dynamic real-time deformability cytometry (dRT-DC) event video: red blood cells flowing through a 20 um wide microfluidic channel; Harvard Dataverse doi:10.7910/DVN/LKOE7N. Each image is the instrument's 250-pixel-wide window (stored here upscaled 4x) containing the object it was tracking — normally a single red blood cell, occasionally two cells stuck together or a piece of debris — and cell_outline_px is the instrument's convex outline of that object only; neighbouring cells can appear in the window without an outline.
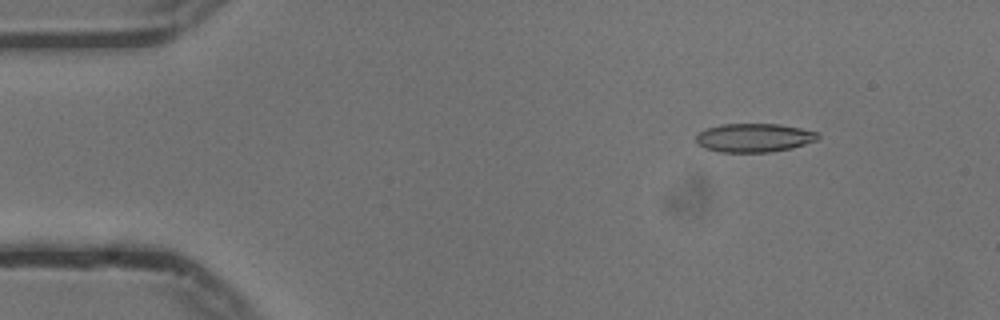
{"species": "common noctule bat (a hibernating species)", "species_latin": "Nyctalus noctula", "temperature_condition": "cold", "stored_images_in_passage": 51, "camera_frame_rate_fps": 3000, "um_per_image_px": 0.085, "animal": {"sex": "male", "body_mass_g": 13.3}, "frame": {"image": 1, "passage_image": 4, "time_ms": 1.0, "image_size_px": [1000, 320], "cell_outline_px": [[820, 136], [816, 140], [792, 148], [772, 152], [720, 152], [704, 148], [696, 140], [696, 136], [700, 132], [708, 128], [720, 124], [780, 124], [800, 128], [816, 132]], "centroid_in_image_um": [64.1, 11.71], "position_along_channel_um": 20.9, "area_um2": 20.23}}
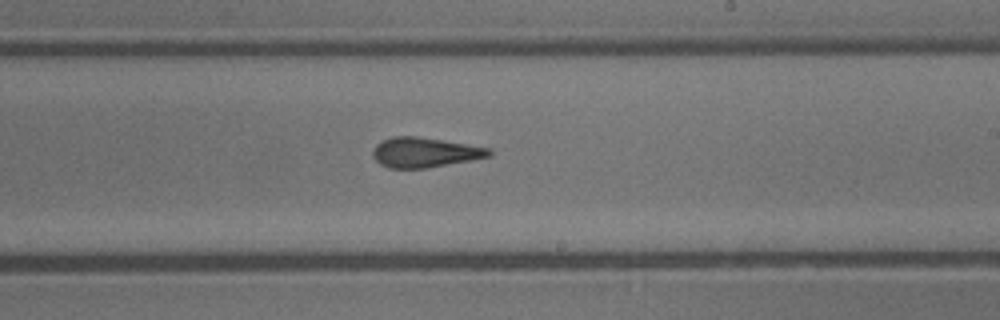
{"frame": {"image": 2, "passage_image": 29, "time_ms": 9.333, "image_size_px": [1000, 320], "cell_outline_px": [[492, 156], [472, 160], [424, 168], [388, 168], [380, 164], [372, 156], [372, 152], [376, 144], [392, 136], [416, 136], [492, 148]], "centroid_in_image_um": [36.11, 12.95], "position_along_channel_um": 252.9, "area_um2": 20.23}}
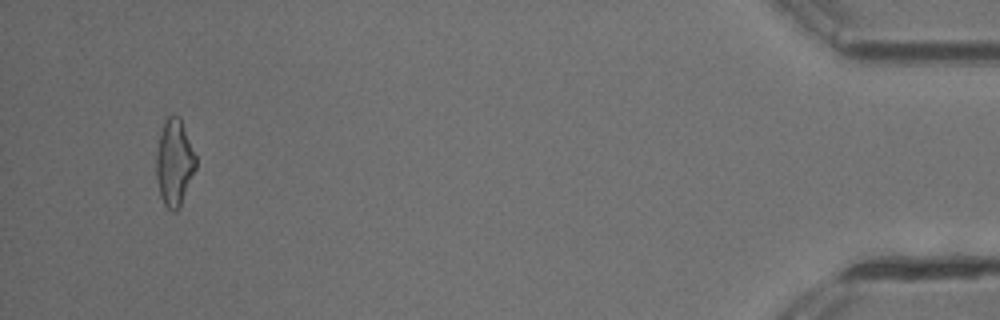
{"frame": {"image": 3, "passage_image": 49, "time_ms": 16.0, "image_size_px": [1000, 320], "cell_outline_px": [[196, 168], [180, 208], [176, 212], [172, 212], [164, 204], [160, 196], [156, 176], [156, 152], [160, 132], [164, 120], [172, 112], [180, 116], [196, 156]], "centroid_in_image_um": [14.82, 13.8], "position_along_channel_um": 420.4, "area_um2": 20.35}, "authors_computed_cell_mechanics": {"area_um2": 20.1722, "velocity_mm_per_s": 3.7607, "shape_relaxation_time_tau1_ms": null, "shape_relaxation_time_tau2_ms": 3.2503, "deformation_change_tau1": null, "deformation_change_tau2": 0.1379}}